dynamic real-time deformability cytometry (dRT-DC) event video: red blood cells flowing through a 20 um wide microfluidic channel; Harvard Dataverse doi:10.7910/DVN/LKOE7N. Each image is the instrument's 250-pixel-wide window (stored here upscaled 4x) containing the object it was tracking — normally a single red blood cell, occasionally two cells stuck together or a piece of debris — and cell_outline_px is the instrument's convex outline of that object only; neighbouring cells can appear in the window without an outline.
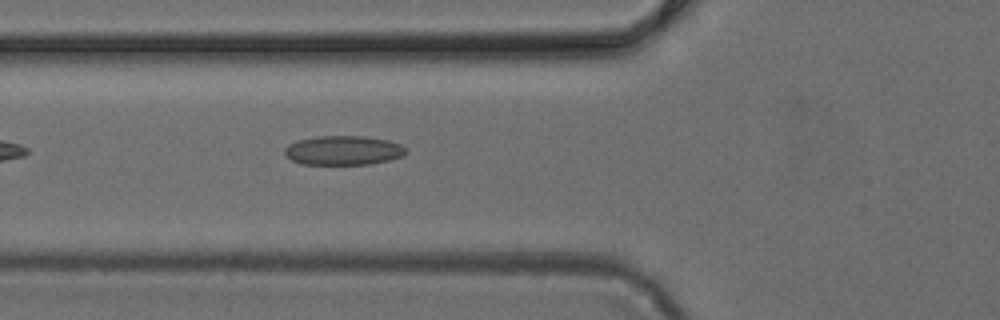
{"species": "common noctule bat (a hibernating species)", "species_latin": "Nyctalus noctula", "temperature_condition": "cold", "stored_images_in_passage": 36, "camera_frame_rate_fps": 3000, "um_per_image_px": 0.085, "animal": {"sex": "female", "body_mass_g": 24.6, "forearm_length_mm": 56.2}, "frame": {"image": 1, "passage_image": 5, "time_ms": 1.333, "image_size_px": [1000, 320], "cell_outline_px": [[408, 152], [404, 156], [388, 160], [368, 164], [300, 164], [284, 156], [284, 148], [288, 144], [300, 140], [316, 136], [364, 136], [388, 140], [400, 144]], "centroid_in_image_um": [29.16, 12.78], "position_along_channel_um": 96.6, "area_um2": 20.75}}
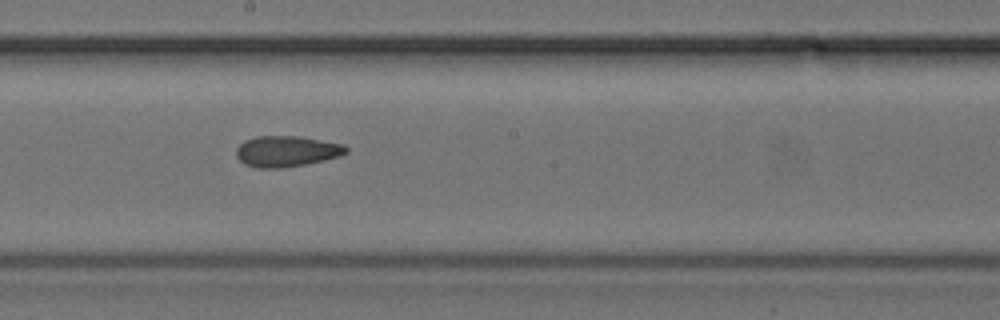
{"frame": {"image": 2, "passage_image": 14, "time_ms": 4.333, "image_size_px": [1000, 320], "cell_outline_px": [[348, 152], [340, 156], [324, 160], [304, 164], [280, 168], [256, 168], [244, 164], [236, 156], [236, 148], [244, 140], [256, 136], [300, 136], [344, 144], [348, 148]], "centroid_in_image_um": [24.35, 12.85], "position_along_channel_um": 223.8, "area_um2": 19.88}}
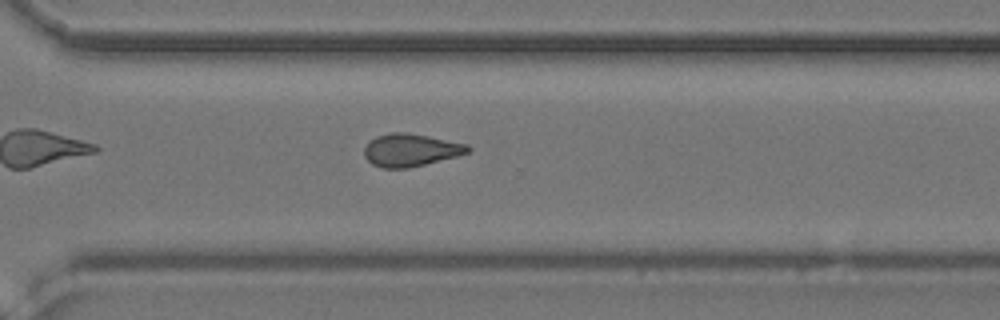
{"frame": {"image": 3, "passage_image": 22, "time_ms": 7.0, "image_size_px": [1000, 320], "cell_outline_px": [[472, 148], [468, 152], [456, 156], [408, 168], [380, 168], [372, 164], [364, 156], [364, 148], [376, 136], [392, 132], [404, 132], [428, 136], [468, 144]], "centroid_in_image_um": [34.9, 12.75], "position_along_channel_um": 335.7, "area_um2": 19.54}}